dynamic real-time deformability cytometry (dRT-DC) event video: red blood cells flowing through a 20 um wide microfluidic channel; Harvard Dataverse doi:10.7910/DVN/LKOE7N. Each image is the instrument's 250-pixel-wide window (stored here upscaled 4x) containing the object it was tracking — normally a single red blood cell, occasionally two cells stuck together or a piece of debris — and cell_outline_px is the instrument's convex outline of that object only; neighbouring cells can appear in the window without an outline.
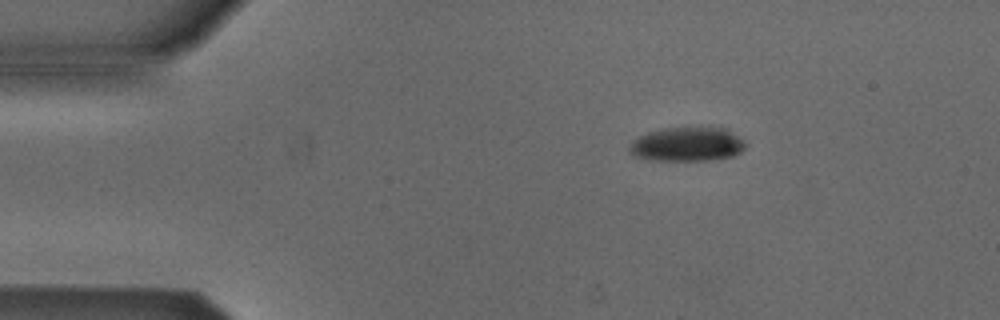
{"species": "Egyptian fruit bat (a non-hibernating species)", "species_latin": "Rousettus aegyptiacus", "temperature_condition": "cold", "stored_images_in_passage": 2, "camera_frame_rate_fps": 3000, "um_per_image_px": 0.085, "animal": {"sex": "male"}, "frame": {"image": 1, "passage_image": 2, "time_ms": 2.333, "image_size_px": [1000, 320], "cell_outline_px": [[748, 144], [740, 152], [732, 156], [708, 160], [652, 160], [632, 156], [628, 152], [628, 148], [632, 140], [648, 132], [664, 128], [700, 124], [724, 128], [744, 140]], "centroid_in_image_um": [58.4, 12.22], "position_along_channel_um": 26.6, "area_um2": 23.87}}